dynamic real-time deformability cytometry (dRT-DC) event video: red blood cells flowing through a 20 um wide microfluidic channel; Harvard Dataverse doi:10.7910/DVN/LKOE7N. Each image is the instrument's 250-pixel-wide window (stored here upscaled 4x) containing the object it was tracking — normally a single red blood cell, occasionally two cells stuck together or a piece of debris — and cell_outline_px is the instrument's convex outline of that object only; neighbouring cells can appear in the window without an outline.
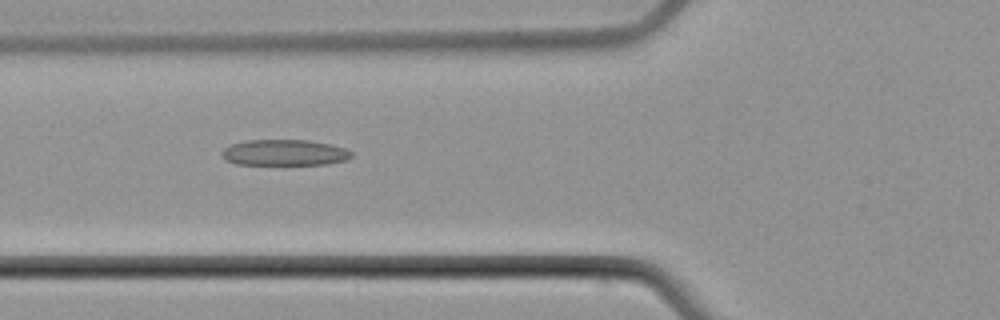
{"species": "common noctule bat (a hibernating species)", "species_latin": "Nyctalus noctula", "temperature_condition": "cold", "stored_images_in_passage": 6, "camera_frame_rate_fps": 3000, "um_per_image_px": 0.085, "animal": {"sex": "male", "body_mass_g": 21.5, "forearm_length_mm": 52.0}, "frame": {"image": 1, "passage_image": 5, "time_ms": 5.667, "image_size_px": [1000, 320], "cell_outline_px": [[352, 156], [348, 160], [328, 164], [236, 164], [224, 160], [220, 152], [224, 148], [232, 144], [244, 140], [308, 140], [332, 144], [344, 148], [352, 152]], "centroid_in_image_um": [24.18, 12.97], "position_along_channel_um": 101.6, "area_um2": 19.77}}
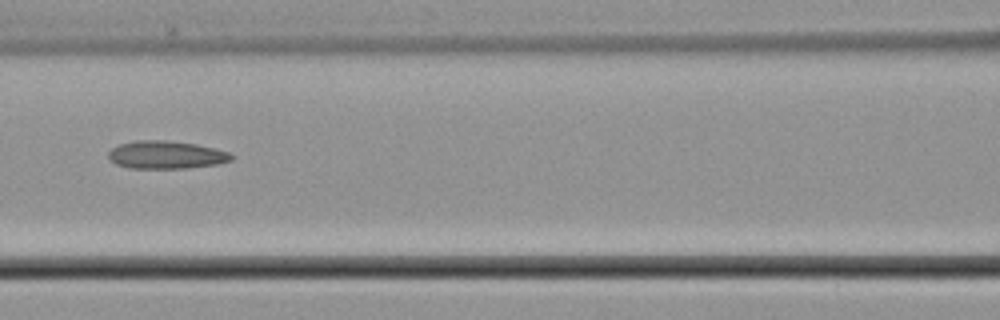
{"frame": {"image": 2, "passage_image": 6, "time_ms": 7.0, "image_size_px": [1000, 320], "cell_outline_px": [[236, 156], [232, 160], [216, 164], [188, 168], [128, 168], [116, 164], [108, 156], [108, 152], [112, 148], [120, 144], [136, 140], [164, 140], [196, 144], [216, 148], [228, 152]], "centroid_in_image_um": [14.14, 13.16], "position_along_channel_um": 152.5, "area_um2": 20.0}}